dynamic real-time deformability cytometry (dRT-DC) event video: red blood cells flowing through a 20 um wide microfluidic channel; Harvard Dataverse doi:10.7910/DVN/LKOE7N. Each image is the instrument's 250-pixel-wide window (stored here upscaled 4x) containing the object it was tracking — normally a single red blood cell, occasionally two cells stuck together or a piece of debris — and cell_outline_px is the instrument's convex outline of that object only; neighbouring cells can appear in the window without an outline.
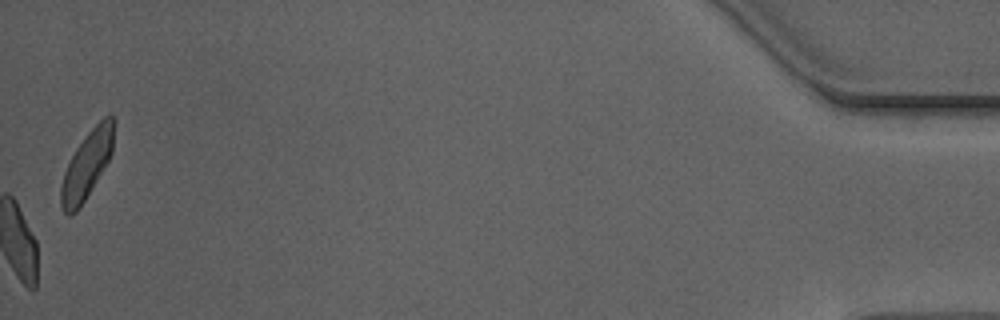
{"species": "Egyptian fruit bat (a non-hibernating species)", "species_latin": "Rousettus aegyptiacus", "temperature_condition": "warm", "stored_images_in_passage": 51, "camera_frame_rate_fps": 3000, "um_per_image_px": 0.085, "animal": {"sex": "male"}, "frame": {"image": 1, "passage_image": 51, "time_ms": 16.667, "image_size_px": [1000, 320], "cell_outline_px": [[112, 152], [108, 160], [80, 208], [76, 212], [68, 216], [64, 212], [60, 204], [60, 188], [64, 172], [76, 148], [88, 132], [104, 116], [112, 116]], "centroid_in_image_um": [7.33, 14.09], "position_along_channel_um": 427.9, "area_um2": 20.11}, "authors_computed_cell_mechanics": {"area_um2": 19.4786, "velocity_mm_per_s": 3.9509, "shape_relaxation_time_tau1_ms": 4.4917, "shape_relaxation_time_tau2_ms": 1.1881, "deformation_change_tau1": 0.1741, "deformation_change_tau2": 0.0792}}